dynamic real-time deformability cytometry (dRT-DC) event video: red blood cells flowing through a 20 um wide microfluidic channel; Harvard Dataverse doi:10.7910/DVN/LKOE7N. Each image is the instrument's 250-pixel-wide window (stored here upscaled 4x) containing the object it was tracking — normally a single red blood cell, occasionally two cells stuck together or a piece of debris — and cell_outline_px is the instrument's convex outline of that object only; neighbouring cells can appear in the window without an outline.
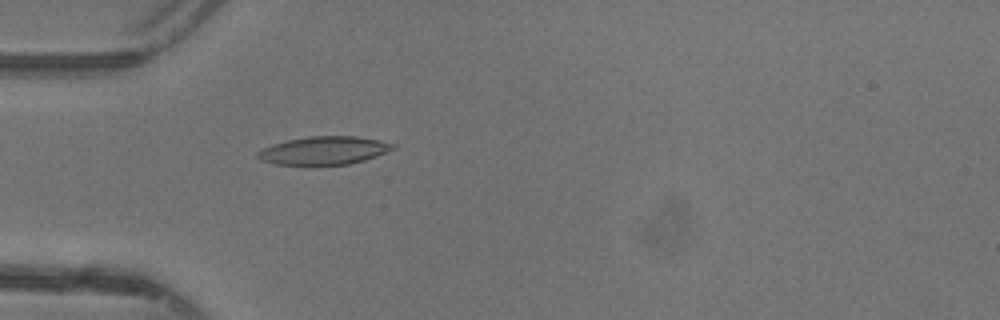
{"species": "common noctule bat (a hibernating species)", "species_latin": "Nyctalus noctula", "temperature_condition": "warm", "stored_images_in_passage": 34, "camera_frame_rate_fps": 3000, "um_per_image_px": 0.085, "animal": {"sex": "female"}, "frame": {"image": 1, "passage_image": 1, "time_ms": 0.0, "image_size_px": [1000, 320], "cell_outline_px": [[396, 148], [376, 156], [364, 160], [348, 164], [276, 164], [260, 160], [256, 156], [256, 152], [272, 144], [288, 140], [308, 136], [356, 136], [380, 140], [396, 144]], "centroid_in_image_um": [27.55, 12.78], "position_along_channel_um": 57.5, "area_um2": 22.02}}
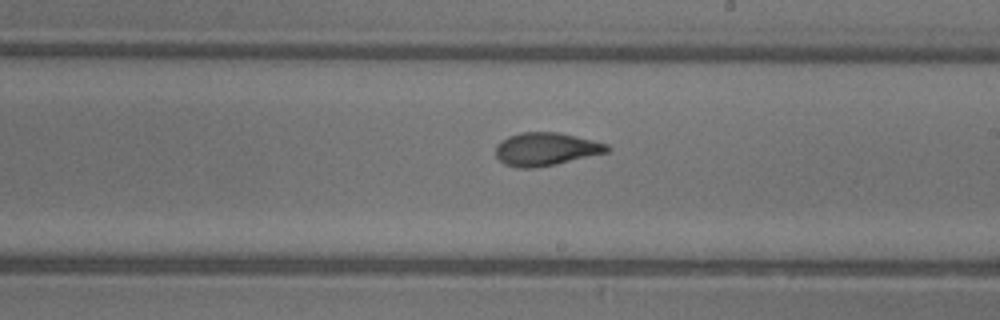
{"frame": {"image": 2, "passage_image": 14, "time_ms": 4.333, "image_size_px": [1000, 320], "cell_outline_px": [[612, 148], [608, 152], [556, 164], [532, 168], [516, 168], [504, 164], [496, 156], [496, 144], [500, 140], [508, 136], [520, 132], [560, 132], [608, 144]], "centroid_in_image_um": [46.38, 12.67], "position_along_channel_um": 242.6, "area_um2": 21.62}}
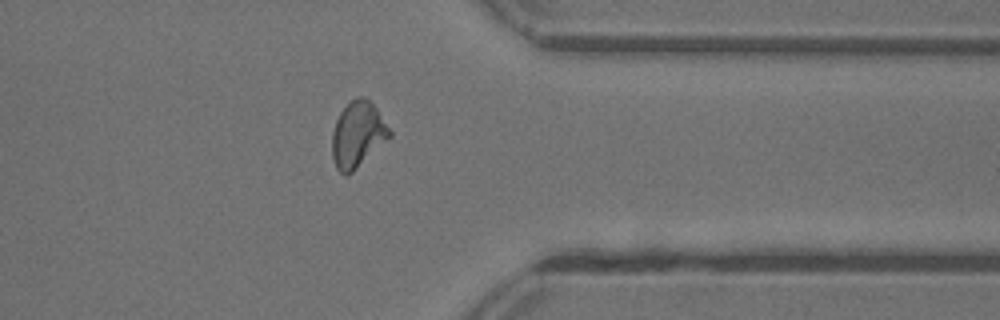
{"frame": {"image": 3, "passage_image": 24, "time_ms": 7.667, "image_size_px": [1000, 320], "cell_outline_px": [[392, 136], [352, 172], [344, 176], [336, 168], [332, 160], [332, 132], [336, 120], [340, 112], [356, 96], [364, 96], [376, 108], [392, 132]], "centroid_in_image_um": [30.39, 11.45], "position_along_channel_um": 381.0, "area_um2": 21.96}, "authors_computed_cell_mechanics": {"area_um2": 21.2704, "velocity_mm_per_s": 4.3917, "shape_relaxation_time_tau1_ms": 5.3647, "shape_relaxation_time_tau2_ms": 1.3139, "deformation_change_tau1": 0.1894, "deformation_change_tau2": 0.0681}}